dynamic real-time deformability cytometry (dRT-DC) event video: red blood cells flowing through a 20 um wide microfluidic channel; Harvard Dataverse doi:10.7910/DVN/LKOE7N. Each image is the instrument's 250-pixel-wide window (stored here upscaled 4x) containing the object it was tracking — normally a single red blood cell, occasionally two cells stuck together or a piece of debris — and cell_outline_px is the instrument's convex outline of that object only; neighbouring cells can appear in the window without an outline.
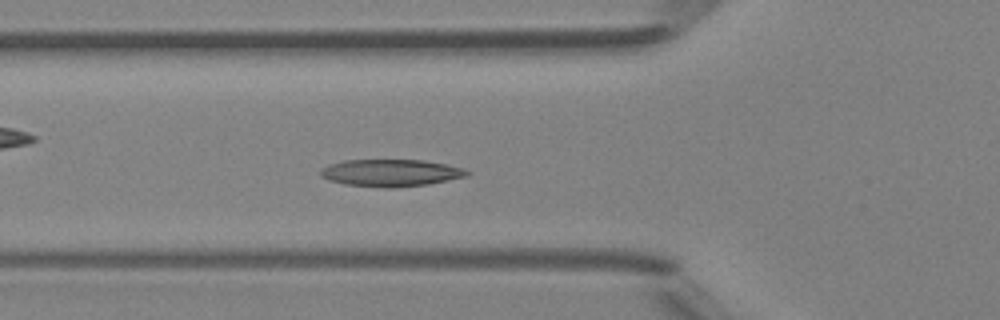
{"species": "Egyptian fruit bat (a non-hibernating species)", "species_latin": "Rousettus aegyptiacus", "temperature_condition": "room temperature", "stored_images_in_passage": 44, "camera_frame_rate_fps": 3000, "um_per_image_px": 0.085, "animal": {"sex": "female"}, "frame": {"image": 1, "passage_image": 13, "time_ms": 4.0, "image_size_px": [1000, 320], "cell_outline_px": [[472, 172], [468, 176], [428, 184], [396, 188], [384, 188], [344, 184], [328, 180], [320, 176], [320, 168], [328, 164], [344, 160], [424, 160], [448, 164], [464, 168]], "centroid_in_image_um": [33.22, 14.69], "position_along_channel_um": 92.6, "area_um2": 23.52}}
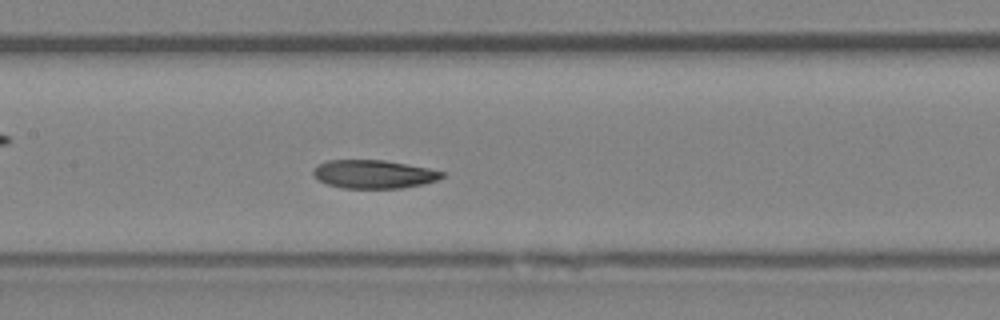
{"frame": {"image": 2, "passage_image": 19, "time_ms": 6.0, "image_size_px": [1000, 320], "cell_outline_px": [[444, 176], [436, 180], [424, 184], [400, 188], [344, 188], [328, 184], [320, 180], [312, 172], [316, 164], [328, 160], [384, 160], [428, 168], [444, 172]], "centroid_in_image_um": [31.76, 14.8], "position_along_channel_um": 175.6, "area_um2": 21.15}}
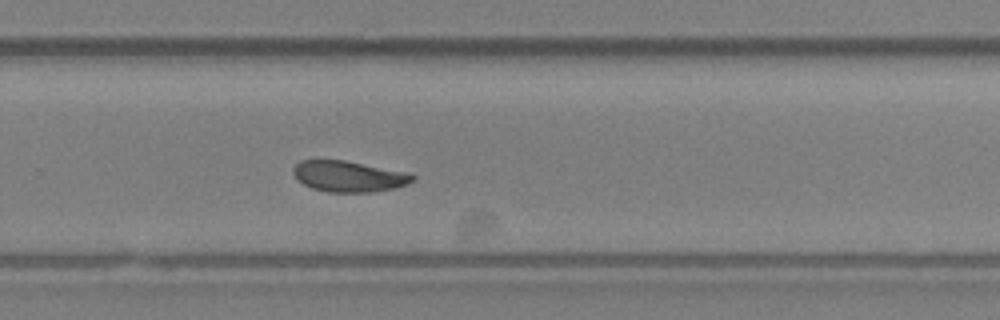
{"frame": {"image": 3, "passage_image": 28, "time_ms": 9.0, "image_size_px": [1000, 320], "cell_outline_px": [[416, 176], [408, 184], [396, 188], [372, 192], [328, 192], [312, 188], [304, 184], [292, 172], [292, 168], [300, 160], [344, 160], [404, 172]], "centroid_in_image_um": [29.62, 14.99], "position_along_channel_um": 300.2, "area_um2": 21.27}, "authors_computed_cell_mechanics": {"area_um2": 22.0796, "velocity_mm_per_s": 4.1673, "shape_relaxation_time_tau1_ms": 4.7671, "shape_relaxation_time_tau2_ms": 3.9504, "deformation_change_tau1": 0.1242, "deformation_change_tau2": 0.0775}}